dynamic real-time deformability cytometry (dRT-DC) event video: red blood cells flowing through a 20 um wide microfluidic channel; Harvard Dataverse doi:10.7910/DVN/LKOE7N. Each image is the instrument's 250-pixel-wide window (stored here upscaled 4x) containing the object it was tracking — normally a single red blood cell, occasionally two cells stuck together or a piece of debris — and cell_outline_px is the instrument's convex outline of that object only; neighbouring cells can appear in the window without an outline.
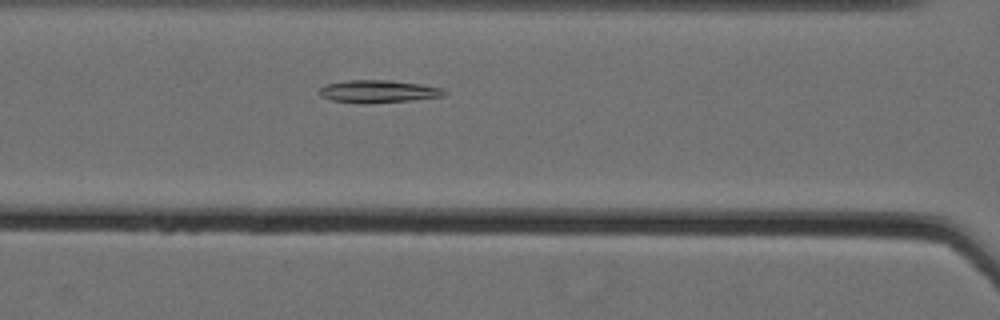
{"species": "Egyptian fruit bat (a non-hibernating species)", "species_latin": "Rousettus aegyptiacus", "temperature_condition": "cold", "stored_images_in_passage": 50, "segment_of_instrument_passage": [1, 2], "camera_frame_rate_fps": 3000, "um_per_image_px": 0.085, "animal": {"sex": "female"}, "frame": {"image": 1, "passage_image": 18, "time_ms": 5.667, "image_size_px": [1000, 320], "cell_outline_px": [[448, 92], [444, 96], [412, 100], [364, 104], [360, 104], [332, 100], [320, 96], [316, 92], [320, 88], [328, 84], [344, 80], [388, 80], [420, 84], [444, 88]], "centroid_in_image_um": [32.14, 7.77], "position_along_channel_um": 134.5, "area_um2": 16.65}}
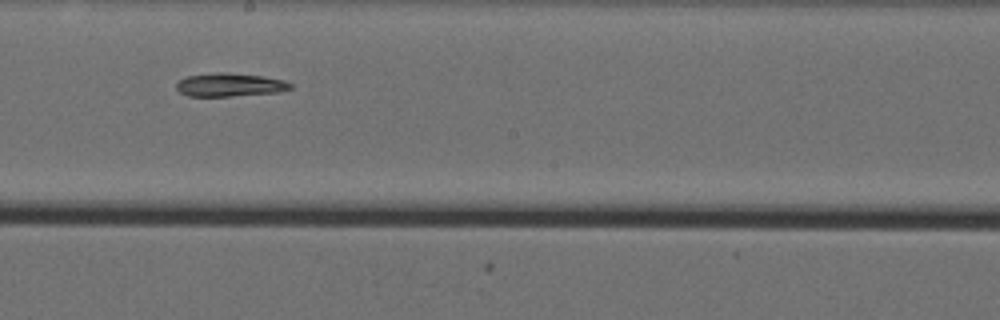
{"frame": {"image": 2, "passage_image": 26, "time_ms": 8.333, "image_size_px": [1000, 320], "cell_outline_px": [[292, 88], [280, 92], [232, 96], [188, 96], [180, 92], [176, 88], [176, 84], [180, 80], [188, 76], [216, 72], [228, 72], [264, 76], [284, 80], [292, 84]], "centroid_in_image_um": [19.56, 7.2], "position_along_channel_um": 228.6, "area_um2": 15.61}}
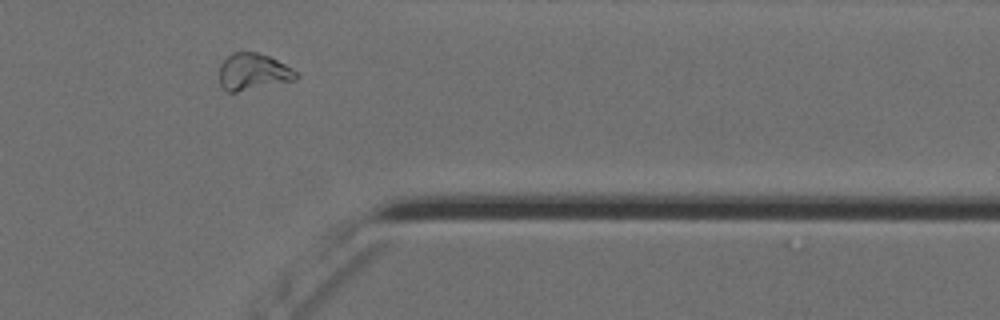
{"frame": {"image": 3, "passage_image": 40, "time_ms": 13.0, "image_size_px": [1000, 320], "cell_outline_px": [[300, 76], [296, 80], [236, 92], [228, 92], [220, 84], [220, 64], [232, 52], [256, 52], [268, 56], [292, 68]], "centroid_in_image_um": [21.52, 6.1], "position_along_channel_um": 389.9, "area_um2": 16.3}}